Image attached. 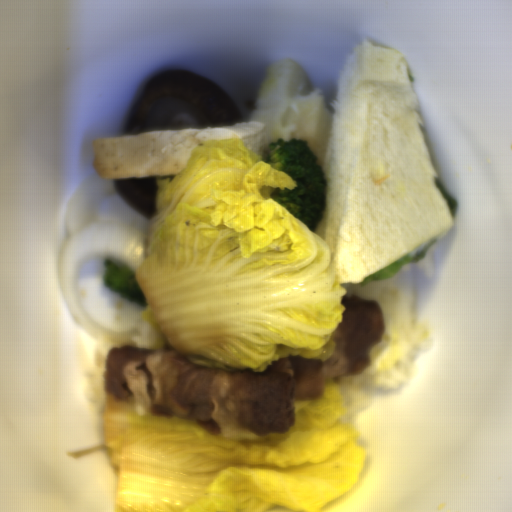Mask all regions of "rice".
<instances>
[{"label":"rice","instance_id":"obj_3","mask_svg":"<svg viewBox=\"0 0 512 512\" xmlns=\"http://www.w3.org/2000/svg\"><path fill=\"white\" fill-rule=\"evenodd\" d=\"M157 333L154 327L144 321L136 326L132 338L133 347L149 348L155 343Z\"/></svg>","mask_w":512,"mask_h":512},{"label":"rice","instance_id":"obj_1","mask_svg":"<svg viewBox=\"0 0 512 512\" xmlns=\"http://www.w3.org/2000/svg\"><path fill=\"white\" fill-rule=\"evenodd\" d=\"M352 295L375 299L386 317L382 340L369 350L371 364L353 383L342 384L345 414L361 408L372 392L399 389L412 371L411 359L432 340L428 323L414 318L411 293L397 280L340 284Z\"/></svg>","mask_w":512,"mask_h":512},{"label":"rice","instance_id":"obj_2","mask_svg":"<svg viewBox=\"0 0 512 512\" xmlns=\"http://www.w3.org/2000/svg\"><path fill=\"white\" fill-rule=\"evenodd\" d=\"M109 347H116L113 343H99L95 359L89 370V378L84 393L86 403L104 414L107 395L103 392L102 377L106 367V352Z\"/></svg>","mask_w":512,"mask_h":512}]
</instances>
